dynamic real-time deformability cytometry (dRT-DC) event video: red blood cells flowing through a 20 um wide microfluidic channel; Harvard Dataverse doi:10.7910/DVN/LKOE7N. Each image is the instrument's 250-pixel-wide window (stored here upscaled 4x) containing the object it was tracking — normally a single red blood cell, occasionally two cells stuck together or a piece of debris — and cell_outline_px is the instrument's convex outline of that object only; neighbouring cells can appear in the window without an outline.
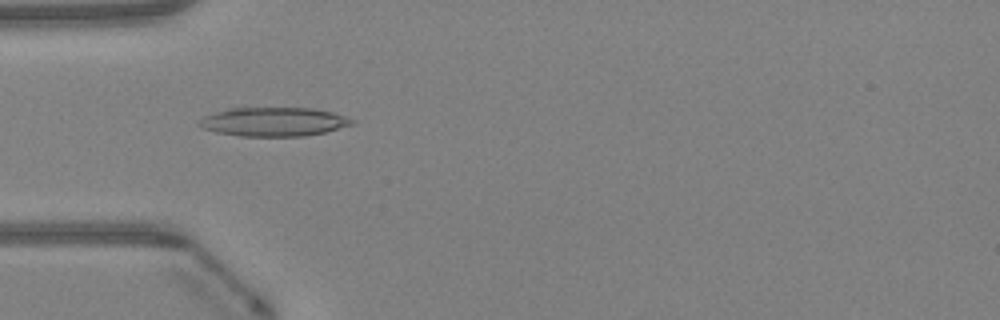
{"species": "Egyptian fruit bat (a non-hibernating species)", "species_latin": "Rousettus aegyptiacus", "temperature_condition": "warm", "stored_images_in_passage": 36, "camera_frame_rate_fps": 3000, "um_per_image_px": 0.085, "animal": {"sex": "female"}, "frame": {"image": 1, "passage_image": 14, "time_ms": 4.333, "image_size_px": [1000, 320], "cell_outline_px": [[356, 120], [352, 124], [324, 132], [304, 136], [240, 136], [216, 132], [204, 128], [196, 124], [204, 116], [240, 104], [312, 108], [332, 112]], "centroid_in_image_um": [23.19, 10.29], "position_along_channel_um": 61.8, "area_um2": 26.76}}
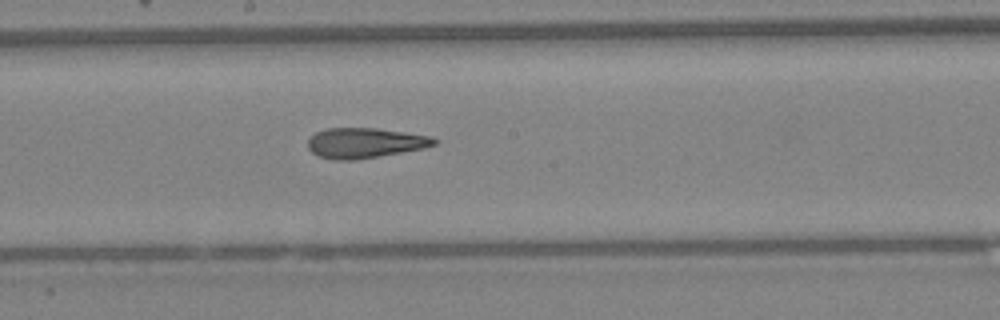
{"frame": {"image": 2, "passage_image": 25, "time_ms": 8.0, "image_size_px": [1000, 320], "cell_outline_px": [[440, 140], [436, 144], [424, 148], [356, 160], [332, 160], [320, 156], [312, 152], [308, 148], [308, 140], [316, 132], [324, 128], [376, 128], [432, 136]], "centroid_in_image_um": [31.03, 12.14], "position_along_channel_um": 217.2, "area_um2": 22.25}}
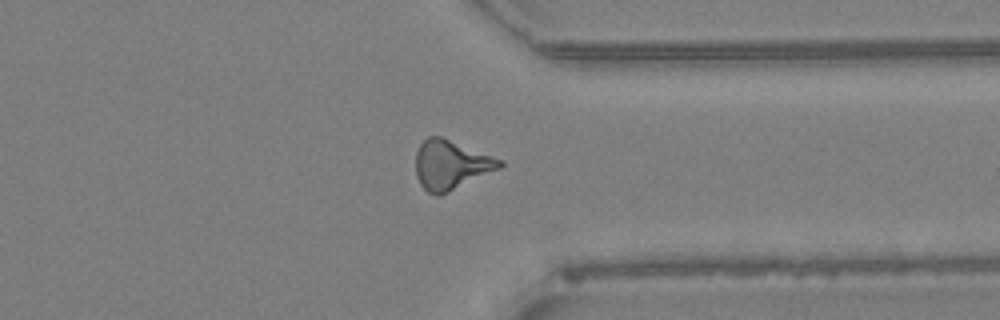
{"frame": {"image": 3, "passage_image": 36, "time_ms": 11.667, "image_size_px": [1000, 320], "cell_outline_px": [[504, 164], [500, 168], [440, 196], [436, 196], [428, 192], [420, 184], [416, 176], [416, 152], [420, 144], [428, 136], [440, 136], [504, 160]], "centroid_in_image_um": [38.32, 14.01], "position_along_channel_um": 373.1, "area_um2": 24.04}, "authors_computed_cell_mechanics": {"area_um2": 23.3223, "velocity_mm_per_s": 4.3148, "shape_relaxation_time_tau1_ms": 11.2012, "shape_relaxation_time_tau2_ms": 3.8319, "deformation_change_tau1": 0.267, "deformation_change_tau2": 0.1656}}